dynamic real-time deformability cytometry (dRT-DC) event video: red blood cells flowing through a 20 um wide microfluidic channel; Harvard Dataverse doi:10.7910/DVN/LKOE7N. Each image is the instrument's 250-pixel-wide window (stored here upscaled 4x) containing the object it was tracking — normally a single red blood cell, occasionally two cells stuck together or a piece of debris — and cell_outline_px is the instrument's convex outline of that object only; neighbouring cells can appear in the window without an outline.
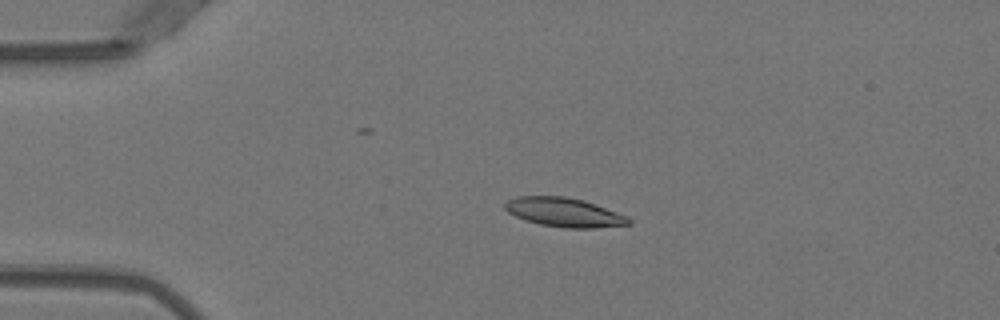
{"species": "Egyptian fruit bat (a non-hibernating species)", "species_latin": "Rousettus aegyptiacus", "temperature_condition": "warm", "stored_images_in_passage": 50, "camera_frame_rate_fps": 3000, "um_per_image_px": 0.085, "animal": {"sex": "female"}, "frame": {"image": 1, "passage_image": 11, "time_ms": 3.333, "image_size_px": [1000, 320], "cell_outline_px": [[632, 224], [596, 228], [564, 228], [540, 224], [524, 220], [508, 212], [504, 208], [504, 200], [516, 196], [564, 196], [584, 200], [628, 216], [632, 220]], "centroid_in_image_um": [47.94, 18.04], "position_along_channel_um": 37.1, "area_um2": 21.21}}
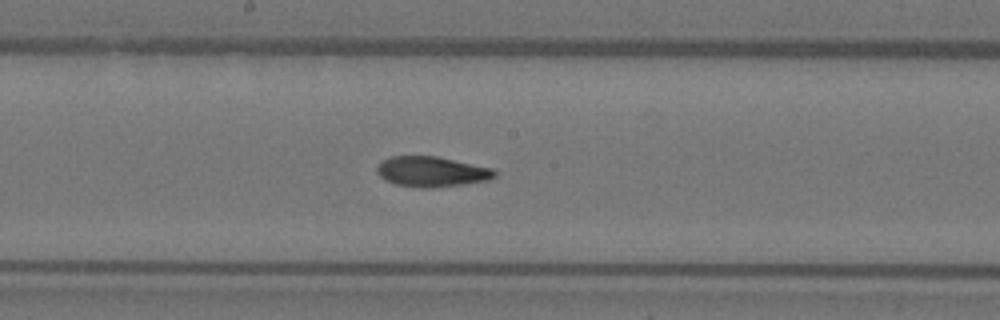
{"frame": {"image": 2, "passage_image": 27, "time_ms": 8.667, "image_size_px": [1000, 320], "cell_outline_px": [[496, 176], [488, 180], [432, 188], [420, 188], [396, 184], [384, 180], [376, 172], [376, 168], [384, 160], [392, 156], [436, 156], [492, 168], [496, 172]], "centroid_in_image_um": [36.67, 14.59], "position_along_channel_um": 211.5, "area_um2": 20.58}}
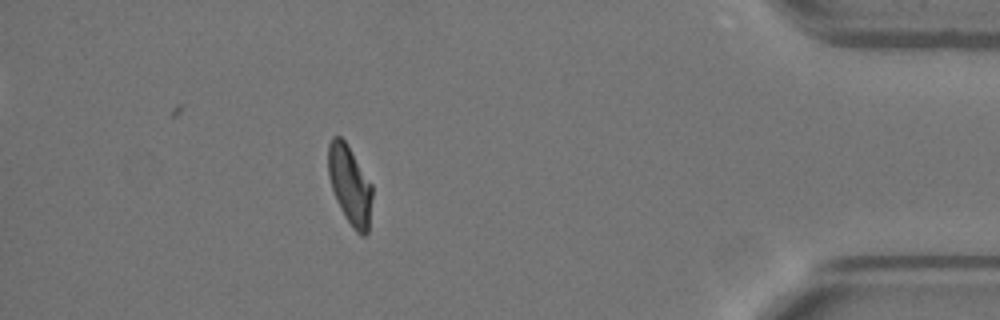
{"frame": {"image": 3, "passage_image": 45, "time_ms": 14.667, "image_size_px": [1000, 320], "cell_outline_px": [[372, 196], [368, 232], [364, 236], [360, 236], [352, 228], [344, 216], [336, 200], [328, 176], [328, 144], [332, 136], [340, 136], [344, 140], [372, 184]], "centroid_in_image_um": [29.73, 15.75], "position_along_channel_um": 405.5, "area_um2": 20.23}, "authors_computed_cell_mechanics": {"area_um2": 20.519, "velocity_mm_per_s": 3.9975, "shape_relaxation_time_tau1_ms": 6.7217, "shape_relaxation_time_tau2_ms": 1.7009, "deformation_change_tau1": 0.2049, "deformation_change_tau2": 0.0762}}